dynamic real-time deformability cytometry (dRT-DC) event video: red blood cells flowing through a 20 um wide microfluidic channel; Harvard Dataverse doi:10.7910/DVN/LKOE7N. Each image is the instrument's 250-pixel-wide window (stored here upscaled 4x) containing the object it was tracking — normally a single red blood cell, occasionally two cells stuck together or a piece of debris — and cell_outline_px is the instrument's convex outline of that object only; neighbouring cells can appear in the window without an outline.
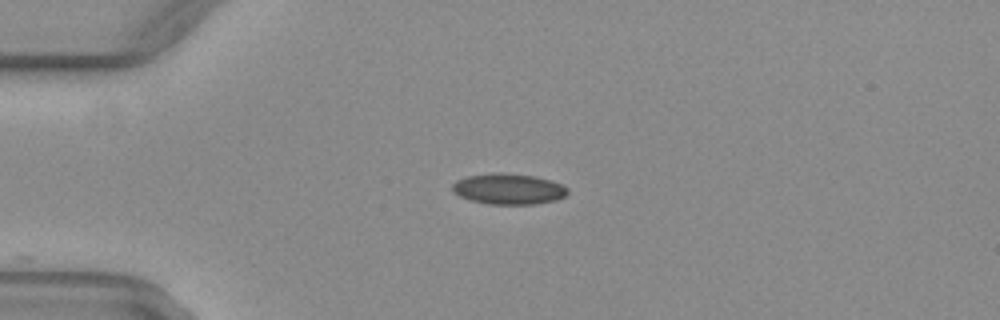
{"species": "common noctule bat (a hibernating species)", "species_latin": "Nyctalus noctula", "temperature_condition": "warm", "stored_images_in_passage": 39, "camera_frame_rate_fps": 3000, "um_per_image_px": 0.085, "animal": {"sex": "female", "body_mass_g": 29.2, "forearm_length_mm": 56.3}, "frame": {"image": 1, "passage_image": 1, "time_ms": 0.0, "image_size_px": [1000, 320], "cell_outline_px": [[568, 192], [564, 196], [556, 200], [536, 204], [488, 204], [472, 200], [460, 196], [452, 192], [452, 184], [456, 180], [468, 176], [492, 172], [504, 172], [536, 176], [560, 184], [568, 188]], "centroid_in_image_um": [43.2, 16.05], "position_along_channel_um": 41.8, "area_um2": 20.75}}
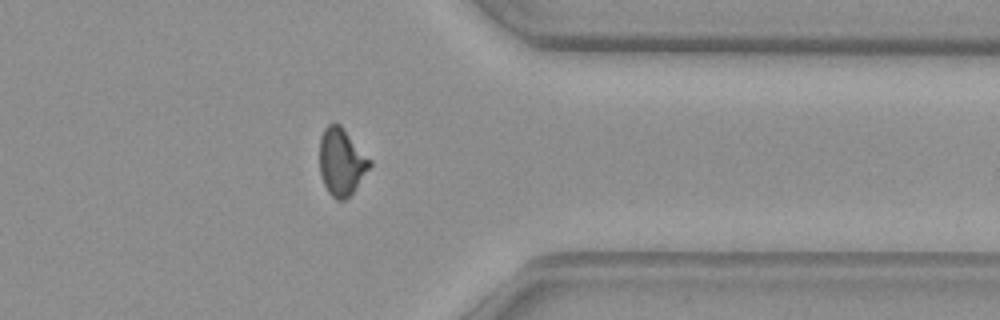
{"frame": {"image": 2, "passage_image": 29, "time_ms": 9.333, "image_size_px": [1000, 320], "cell_outline_px": [[372, 164], [352, 192], [344, 200], [336, 200], [328, 192], [324, 184], [320, 172], [320, 136], [324, 128], [328, 124], [340, 124], [372, 160]], "centroid_in_image_um": [29.02, 13.74], "position_along_channel_um": 382.4, "area_um2": 19.48}}
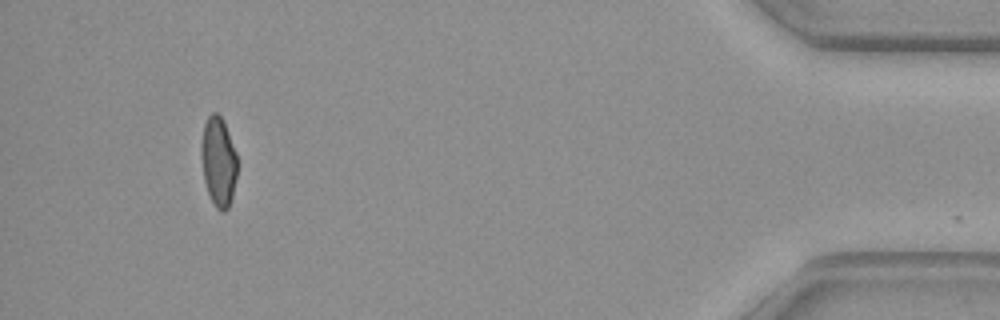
{"frame": {"image": 3, "passage_image": 36, "time_ms": 11.667, "image_size_px": [1000, 320], "cell_outline_px": [[236, 176], [232, 196], [228, 208], [224, 212], [220, 212], [216, 208], [208, 192], [204, 180], [200, 152], [200, 148], [204, 124], [208, 116], [212, 112], [216, 112], [224, 120], [236, 152]], "centroid_in_image_um": [18.55, 13.71], "position_along_channel_um": 416.6, "area_um2": 18.79}, "authors_computed_cell_mechanics": {"area_um2": 19.4786, "velocity_mm_per_s": 4.0443, "shape_relaxation_time_tau1_ms": null, "shape_relaxation_time_tau2_ms": 2.6603, "deformation_change_tau1": null, "deformation_change_tau2": 0.0538}}